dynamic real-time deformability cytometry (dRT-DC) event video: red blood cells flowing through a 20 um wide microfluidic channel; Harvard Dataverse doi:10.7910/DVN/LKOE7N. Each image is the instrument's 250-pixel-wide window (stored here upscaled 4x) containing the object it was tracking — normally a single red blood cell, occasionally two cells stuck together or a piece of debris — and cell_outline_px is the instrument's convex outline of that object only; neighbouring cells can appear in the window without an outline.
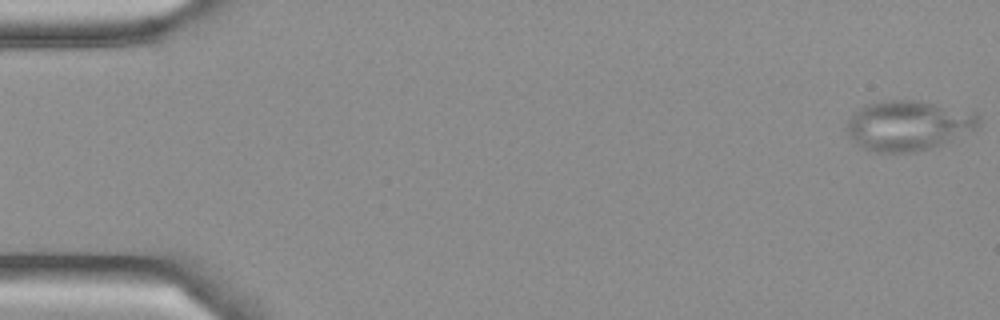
{"species": "Egyptian fruit bat (a non-hibernating species)", "species_latin": "Rousettus aegyptiacus", "temperature_condition": "cold", "stored_images_in_passage": 5, "camera_frame_rate_fps": 3000, "um_per_image_px": 0.085, "frame": {"image": 1, "passage_image": 1, "time_ms": 0.0, "image_size_px": [1000, 320], "cell_outline_px": [[980, 128], [976, 132], [932, 148], [916, 152], [872, 152], [864, 148], [848, 136], [844, 128], [848, 120], [864, 104], [892, 100], [916, 100], [976, 112], [980, 116]], "centroid_in_image_um": [77.27, 10.68], "position_along_channel_um": 7.7, "area_um2": 39.07}}